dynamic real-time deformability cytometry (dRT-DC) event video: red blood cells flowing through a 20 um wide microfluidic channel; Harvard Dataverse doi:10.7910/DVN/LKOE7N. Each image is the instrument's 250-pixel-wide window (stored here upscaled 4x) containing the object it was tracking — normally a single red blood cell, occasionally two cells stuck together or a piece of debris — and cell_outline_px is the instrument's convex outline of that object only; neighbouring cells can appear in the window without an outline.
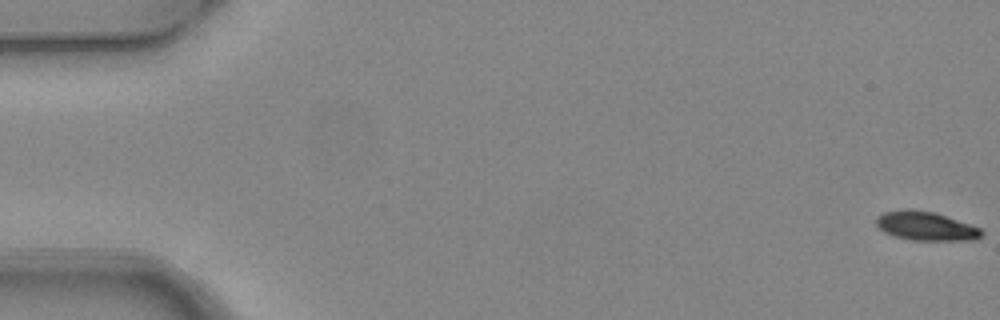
{"species": "common noctule bat (a hibernating species)", "species_latin": "Nyctalus noctula", "temperature_condition": "warm", "stored_images_in_passage": 5, "camera_frame_rate_fps": 3000, "um_per_image_px": 0.085, "animal": {"sex": "female", "body_mass_g": 24.6, "forearm_length_mm": 56.2}, "frame": {"image": 1, "passage_image": 1, "time_ms": 0.0, "image_size_px": [1000, 320], "cell_outline_px": [[984, 232], [976, 240], [912, 240], [892, 236], [884, 232], [876, 224], [876, 216], [884, 212], [936, 212], [980, 228]], "centroid_in_image_um": [78.73, 19.26], "position_along_channel_um": 6.3, "area_um2": 17.11}}
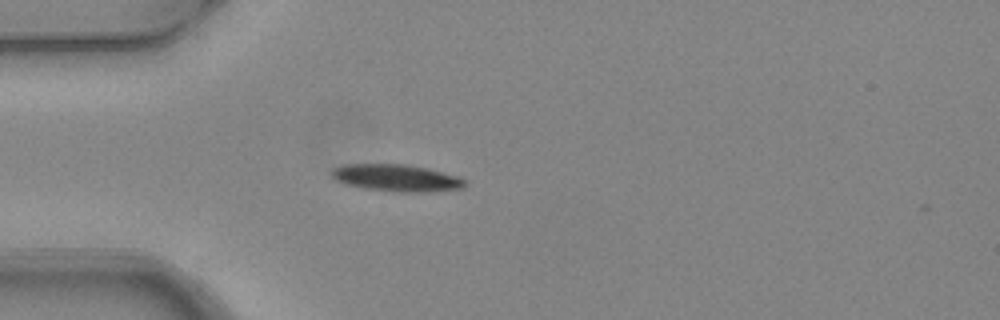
{"frame": {"image": 2, "passage_image": 5, "time_ms": 1.333, "image_size_px": [1000, 320], "cell_outline_px": [[468, 184], [464, 188], [424, 192], [396, 192], [364, 188], [344, 184], [336, 180], [332, 176], [332, 168], [344, 164], [404, 164], [424, 168], [456, 176], [464, 180]], "centroid_in_image_um": [33.66, 15.13], "position_along_channel_um": 51.3, "area_um2": 20.81}}